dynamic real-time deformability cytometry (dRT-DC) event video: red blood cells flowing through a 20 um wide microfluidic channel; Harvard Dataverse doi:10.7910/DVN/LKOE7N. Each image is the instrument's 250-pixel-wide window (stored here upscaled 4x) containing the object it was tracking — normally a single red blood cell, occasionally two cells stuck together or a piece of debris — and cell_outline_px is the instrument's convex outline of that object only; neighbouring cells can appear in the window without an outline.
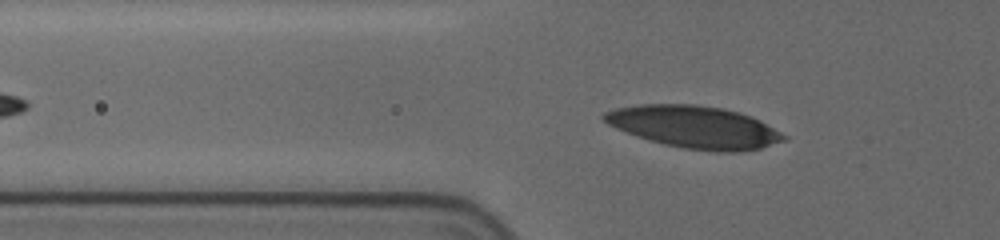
{"species": "human", "species_latin": "Homo sapiens", "temperature_condition": "cold", "stored_images_in_passage": 48, "camera_frame_rate_fps": 3000, "um_per_image_px": 0.085, "donor": {"sex": "female"}, "frame": {"image": 1, "passage_image": 11, "time_ms": 3.333, "image_size_px": [1000, 240], "cell_outline_px": [[788, 140], [760, 148], [736, 152], [716, 152], [684, 148], [664, 144], [648, 140], [636, 136], [616, 128], [608, 124], [600, 116], [604, 112], [616, 108], [640, 104], [696, 104], [724, 108], [740, 112], [760, 120], [788, 136]], "centroid_in_image_um": [59.04, 10.79], "position_along_channel_um": 66.8, "area_um2": 44.45}}
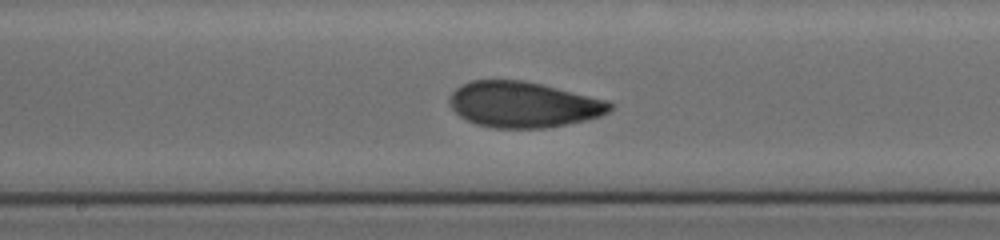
{"frame": {"image": 2, "passage_image": 23, "time_ms": 7.333, "image_size_px": [1000, 240], "cell_outline_px": [[616, 104], [608, 112], [600, 116], [584, 120], [544, 128], [492, 128], [476, 124], [460, 116], [448, 104], [448, 100], [452, 92], [456, 88], [472, 80], [524, 80], [608, 100]], "centroid_in_image_um": [44.48, 8.88], "position_along_channel_um": 203.7, "area_um2": 42.71}}
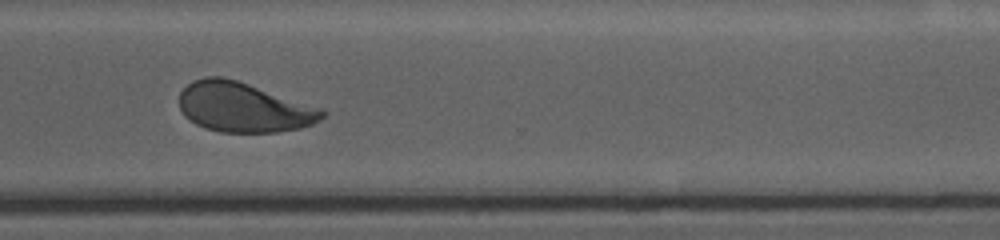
{"frame": {"image": 3, "passage_image": 35, "time_ms": 11.333, "image_size_px": [1000, 240], "cell_outline_px": [[328, 112], [320, 120], [312, 124], [300, 128], [276, 132], [220, 132], [204, 128], [196, 124], [184, 116], [180, 108], [180, 92], [192, 80], [204, 76], [220, 76], [236, 80], [324, 108]], "centroid_in_image_um": [20.72, 9.12], "position_along_channel_um": 349.9, "area_um2": 41.62}}